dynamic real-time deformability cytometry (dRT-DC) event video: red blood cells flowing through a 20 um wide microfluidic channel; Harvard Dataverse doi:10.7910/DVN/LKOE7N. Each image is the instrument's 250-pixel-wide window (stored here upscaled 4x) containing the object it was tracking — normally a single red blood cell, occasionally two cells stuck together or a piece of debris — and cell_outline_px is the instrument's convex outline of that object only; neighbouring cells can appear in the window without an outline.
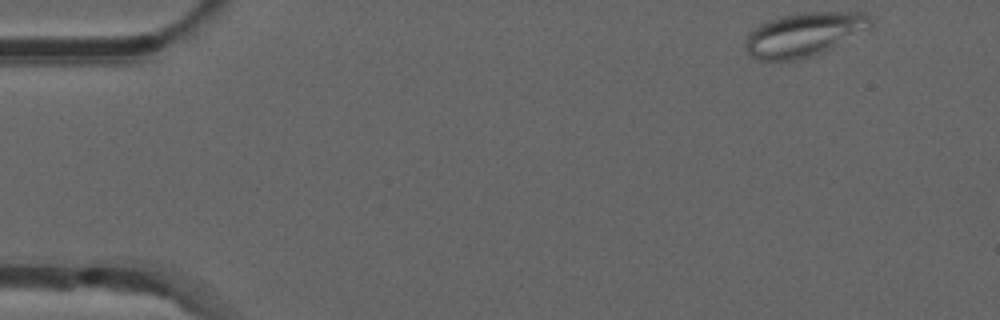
{"species": "common noctule bat (a hibernating species)", "species_latin": "Nyctalus noctula", "temperature_condition": "room temperature", "stored_images_in_passage": 13, "camera_frame_rate_fps": 3000, "um_per_image_px": 0.085, "animal": {"sex": "male", "forearm_length_mm": 52.5}, "frame": {"image": 1, "passage_image": 1, "time_ms": 0.0, "image_size_px": [1000, 320], "cell_outline_px": [[876, 24], [872, 28], [816, 56], [800, 60], [760, 60], [752, 56], [744, 48], [744, 44], [748, 32], [760, 24], [780, 16], [796, 12], [864, 12]], "centroid_in_image_um": [68.38, 2.93], "position_along_channel_um": 16.6, "area_um2": 32.66}}